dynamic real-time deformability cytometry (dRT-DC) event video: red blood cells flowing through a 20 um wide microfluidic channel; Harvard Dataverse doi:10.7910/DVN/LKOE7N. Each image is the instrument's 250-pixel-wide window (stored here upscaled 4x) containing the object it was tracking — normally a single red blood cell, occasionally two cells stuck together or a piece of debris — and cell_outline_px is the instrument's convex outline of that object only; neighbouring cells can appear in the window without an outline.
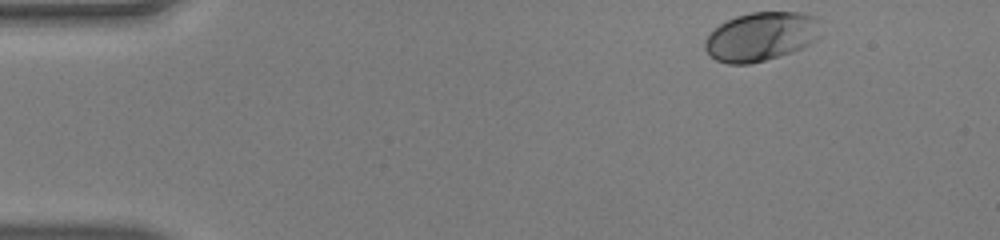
{"species": "human", "species_latin": "Homo sapiens", "temperature_condition": "warm", "stored_images_in_passage": 45, "camera_frame_rate_fps": 3000, "um_per_image_px": 0.085, "donor": {"sex": "male"}, "frame": {"image": 1, "passage_image": 1, "time_ms": 0.0, "image_size_px": [1000, 240], "cell_outline_px": [[820, 36], [816, 40], [792, 52], [780, 56], [748, 64], [728, 64], [716, 60], [704, 48], [704, 40], [720, 24], [736, 16], [752, 12], [800, 12], [816, 16]], "centroid_in_image_um": [64.69, 3.1], "position_along_channel_um": 20.3, "area_um2": 32.77}}
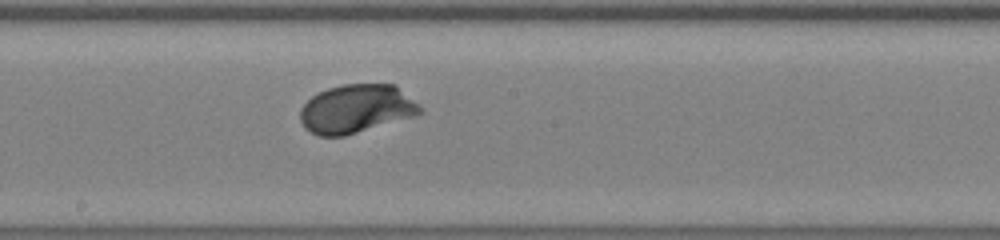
{"frame": {"image": 2, "passage_image": 23, "time_ms": 7.333, "image_size_px": [1000, 240], "cell_outline_px": [[424, 112], [416, 116], [344, 136], [320, 136], [304, 128], [300, 120], [300, 108], [312, 96], [328, 88], [344, 84], [396, 84], [420, 104], [424, 108]], "centroid_in_image_um": [30.34, 9.24], "position_along_channel_um": 217.9, "area_um2": 34.22}}
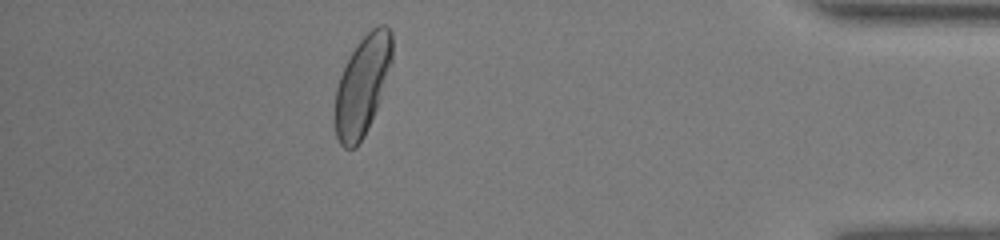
{"frame": {"image": 3, "passage_image": 40, "time_ms": 13.0, "image_size_px": [1000, 240], "cell_outline_px": [[392, 60], [376, 108], [364, 136], [356, 148], [344, 148], [340, 144], [336, 136], [332, 120], [336, 88], [340, 76], [356, 44], [376, 24], [384, 24], [392, 32]], "centroid_in_image_um": [30.75, 7.29], "position_along_channel_um": 404.4, "area_um2": 33.06}, "authors_computed_cell_mechanics": {"area_um2": 33.4084, "velocity_mm_per_s": 4.0783, "shape_relaxation_time_tau1_ms": 1.7657, "shape_relaxation_time_tau2_ms": null, "deformation_change_tau1": 0.1321, "deformation_change_tau2": null}}